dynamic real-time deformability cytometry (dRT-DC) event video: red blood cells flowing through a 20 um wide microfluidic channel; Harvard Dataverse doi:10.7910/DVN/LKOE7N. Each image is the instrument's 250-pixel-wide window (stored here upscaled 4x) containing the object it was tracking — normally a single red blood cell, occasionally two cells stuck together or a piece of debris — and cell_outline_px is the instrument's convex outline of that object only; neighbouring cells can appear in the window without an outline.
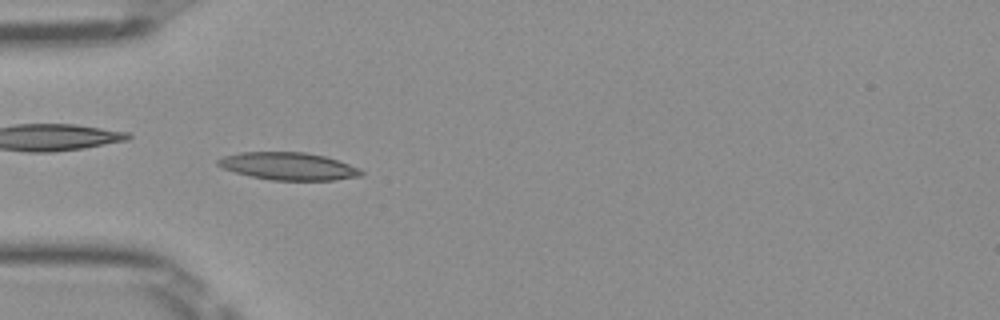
{"species": "Egyptian fruit bat (a non-hibernating species)", "species_latin": "Rousettus aegyptiacus", "temperature_condition": "room temperature", "stored_images_in_passage": 50, "camera_frame_rate_fps": 3000, "um_per_image_px": 0.085, "frame": {"image": 1, "passage_image": 15, "time_ms": 4.667, "image_size_px": [1000, 320], "cell_outline_px": [[364, 176], [336, 180], [272, 180], [252, 176], [236, 172], [224, 168], [216, 164], [216, 160], [224, 156], [240, 152], [304, 152], [324, 156], [360, 168], [364, 172]], "centroid_in_image_um": [24.55, 14.13], "position_along_channel_um": 60.5, "area_um2": 22.89}}
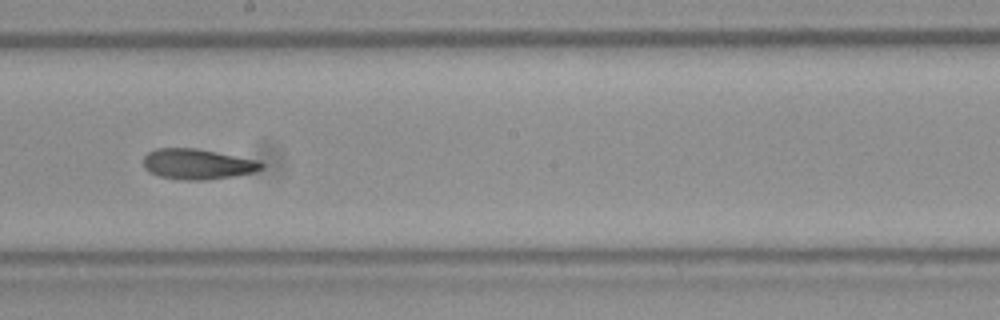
{"frame": {"image": 2, "passage_image": 28, "time_ms": 9.0, "image_size_px": [1000, 320], "cell_outline_px": [[264, 168], [256, 172], [208, 180], [184, 180], [160, 176], [148, 172], [144, 168], [144, 156], [148, 152], [156, 148], [196, 148], [260, 160], [264, 164]], "centroid_in_image_um": [16.82, 13.94], "position_along_channel_um": 231.4, "area_um2": 21.15}}
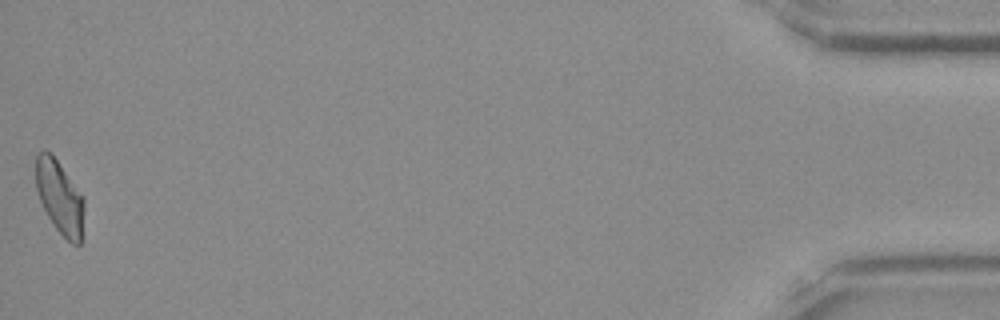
{"frame": {"image": 3, "passage_image": 50, "time_ms": 16.333, "image_size_px": [1000, 320], "cell_outline_px": [[84, 208], [80, 244], [72, 244], [56, 228], [48, 216], [40, 200], [36, 188], [36, 156], [44, 148], [52, 152], [84, 196]], "centroid_in_image_um": [5.08, 16.69], "position_along_channel_um": 430.1, "area_um2": 20.69}, "authors_computed_cell_mechanics": {"area_um2": 21.1548, "velocity_mm_per_s": 3.9977, "shape_relaxation_time_tau1_ms": 7.0289, "shape_relaxation_time_tau2_ms": 4.8306, "deformation_change_tau1": 0.2248, "deformation_change_tau2": 0.1354}}